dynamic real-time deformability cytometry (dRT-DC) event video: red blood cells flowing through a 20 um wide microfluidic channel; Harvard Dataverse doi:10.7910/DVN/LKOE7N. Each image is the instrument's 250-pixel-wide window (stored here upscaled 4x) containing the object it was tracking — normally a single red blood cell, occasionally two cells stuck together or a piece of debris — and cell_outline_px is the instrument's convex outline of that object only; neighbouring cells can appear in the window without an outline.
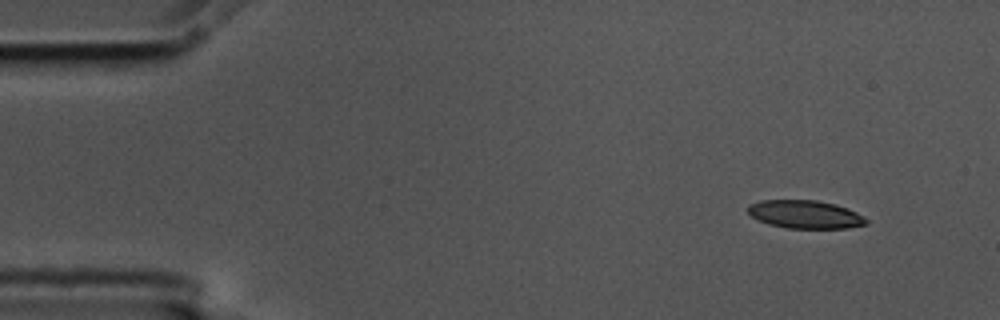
{"species": "common noctule bat (a hibernating species)", "species_latin": "Nyctalus noctula", "temperature_condition": "cold", "stored_images_in_passage": 5, "camera_frame_rate_fps": 3000, "um_per_image_px": 0.085, "animal": {"sex": "male", "body_mass_g": 17.5, "forearm_length_mm": 52.3}, "frame": {"image": 1, "passage_image": 1, "time_ms": 0.0, "image_size_px": [1000, 320], "cell_outline_px": [[868, 224], [848, 228], [788, 228], [768, 224], [752, 216], [744, 208], [748, 204], [760, 200], [816, 200], [836, 204], [848, 208], [864, 216], [868, 220]], "centroid_in_image_um": [68.44, 18.21], "position_along_channel_um": 16.6, "area_um2": 19.59}}
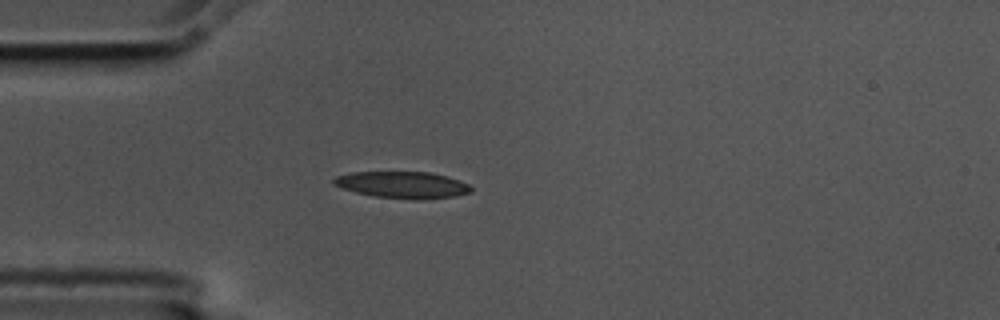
{"frame": {"image": 2, "passage_image": 4, "time_ms": 1.0, "image_size_px": [1000, 320], "cell_outline_px": [[472, 192], [456, 196], [416, 200], [376, 196], [356, 192], [332, 184], [332, 180], [336, 176], [352, 172], [428, 172], [444, 176], [468, 184], [472, 188]], "centroid_in_image_um": [34.2, 15.71], "position_along_channel_um": 50.8, "area_um2": 21.1}}